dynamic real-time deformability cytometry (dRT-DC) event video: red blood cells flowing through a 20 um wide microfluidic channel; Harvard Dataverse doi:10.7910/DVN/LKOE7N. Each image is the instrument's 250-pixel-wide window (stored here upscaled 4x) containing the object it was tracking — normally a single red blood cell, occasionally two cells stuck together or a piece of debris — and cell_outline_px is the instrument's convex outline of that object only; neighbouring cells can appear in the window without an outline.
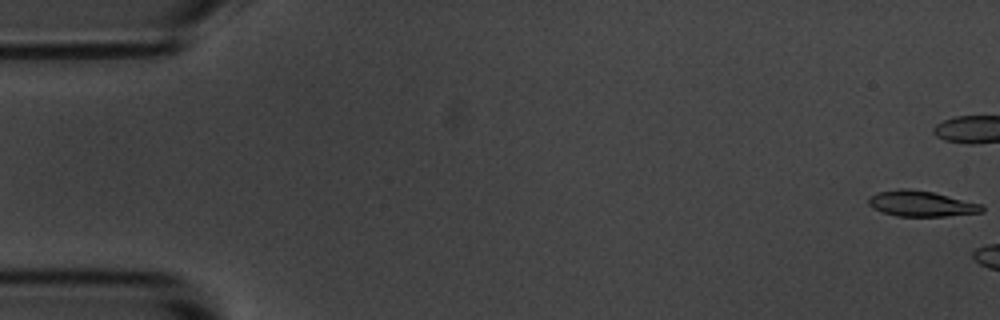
{"species": "common noctule bat (a hibernating species)", "species_latin": "Nyctalus noctula", "temperature_condition": "room temperature", "stored_images_in_passage": 6, "camera_frame_rate_fps": 3000, "um_per_image_px": 0.085, "animal": {"sex": "male", "body_mass_g": 20.1, "forearm_length_mm": 53.5}, "frame": {"image": 1, "passage_image": 1, "time_ms": 0.0, "image_size_px": [1000, 320], "cell_outline_px": [[984, 212], [944, 216], [896, 216], [872, 208], [868, 204], [868, 196], [876, 192], [900, 188], [908, 188], [932, 192], [984, 204]], "centroid_in_image_um": [78.3, 17.3], "position_along_channel_um": 6.7, "area_um2": 17.11}}